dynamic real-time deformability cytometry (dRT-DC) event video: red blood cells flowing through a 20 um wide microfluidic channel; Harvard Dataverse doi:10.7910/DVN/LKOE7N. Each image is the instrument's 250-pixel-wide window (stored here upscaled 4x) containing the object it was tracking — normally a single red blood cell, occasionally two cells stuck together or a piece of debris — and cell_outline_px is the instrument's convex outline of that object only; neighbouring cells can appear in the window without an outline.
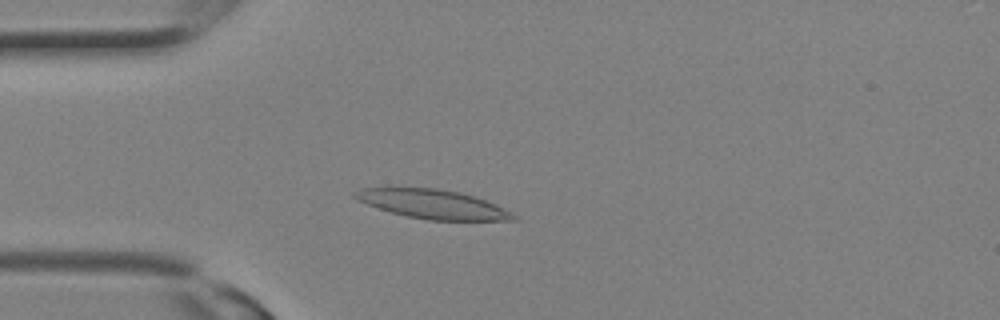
{"species": "Egyptian fruit bat (a non-hibernating species)", "species_latin": "Rousettus aegyptiacus", "temperature_condition": "room temperature", "stored_images_in_passage": 16, "camera_frame_rate_fps": 3000, "um_per_image_px": 0.085, "animal": {"sex": "female"}, "frame": {"image": 1, "passage_image": 6, "time_ms": 1.667, "image_size_px": [1000, 320], "cell_outline_px": [[520, 220], [428, 220], [408, 216], [392, 212], [356, 200], [352, 196], [352, 192], [360, 188], [388, 184], [436, 188], [460, 192], [484, 200], [512, 212], [520, 216]], "centroid_in_image_um": [36.67, 17.29], "position_along_channel_um": 48.3, "area_um2": 27.69}}
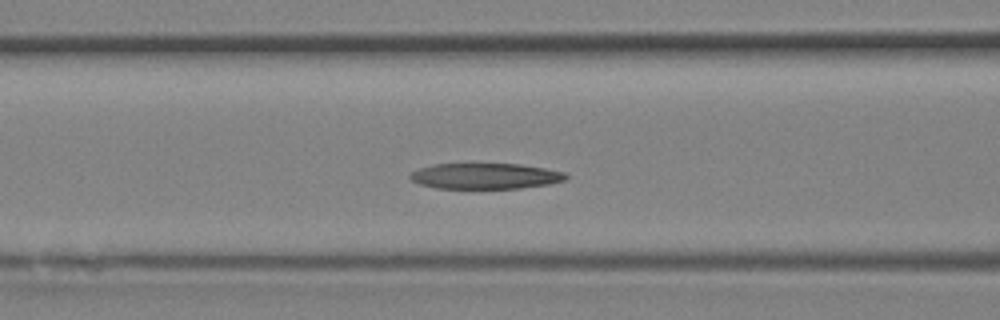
{"frame": {"image": 2, "passage_image": 10, "time_ms": 3.0, "image_size_px": [1000, 320], "cell_outline_px": [[568, 176], [564, 180], [548, 184], [520, 188], [436, 188], [420, 184], [412, 180], [408, 176], [412, 172], [420, 168], [432, 164], [520, 164], [544, 168], [564, 172]], "centroid_in_image_um": [41.23, 14.96], "position_along_channel_um": 125.4, "area_um2": 23.18}}
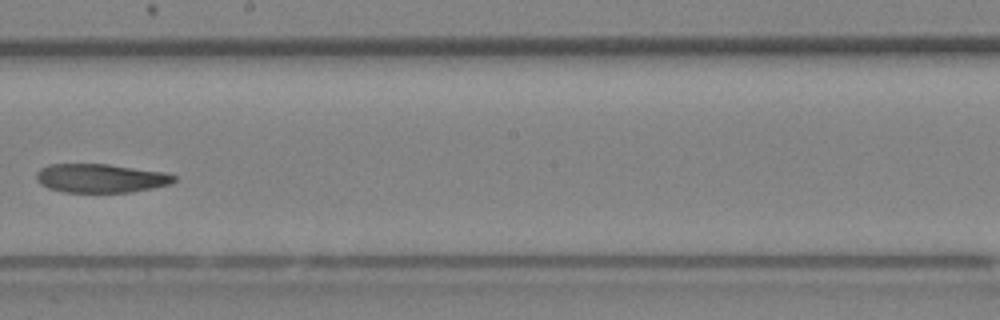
{"frame": {"image": 3, "passage_image": 15, "time_ms": 4.667, "image_size_px": [1000, 320], "cell_outline_px": [[176, 180], [172, 184], [132, 192], [64, 192], [48, 188], [40, 184], [36, 180], [36, 172], [40, 168], [48, 164], [108, 164], [164, 172], [176, 176]], "centroid_in_image_um": [8.54, 15.15], "position_along_channel_um": 239.7, "area_um2": 23.24}}